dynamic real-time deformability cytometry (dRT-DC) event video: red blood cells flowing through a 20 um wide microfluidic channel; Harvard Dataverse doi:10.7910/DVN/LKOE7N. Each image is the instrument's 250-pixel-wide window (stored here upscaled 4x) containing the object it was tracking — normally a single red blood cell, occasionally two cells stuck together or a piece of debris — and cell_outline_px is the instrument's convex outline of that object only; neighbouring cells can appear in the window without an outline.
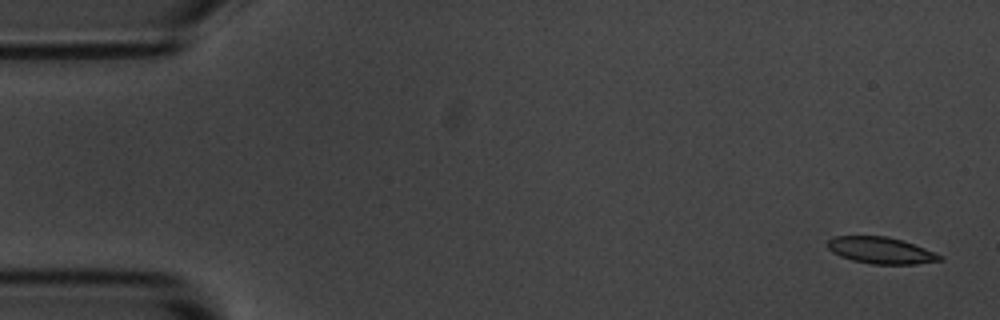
{"species": "common noctule bat (a hibernating species)", "species_latin": "Nyctalus noctula", "temperature_condition": "room temperature", "stored_images_in_passage": 6, "camera_frame_rate_fps": 3000, "um_per_image_px": 0.085, "animal": {"sex": "male", "body_mass_g": 20.1, "forearm_length_mm": 53.5}, "frame": {"image": 1, "passage_image": 1, "time_ms": 0.0, "image_size_px": [1000, 320], "cell_outline_px": [[944, 260], [916, 264], [872, 264], [852, 260], [840, 256], [832, 252], [828, 248], [828, 240], [832, 236], [888, 236], [904, 240], [944, 256]], "centroid_in_image_um": [74.89, 21.28], "position_along_channel_um": 10.1, "area_um2": 17.51}}
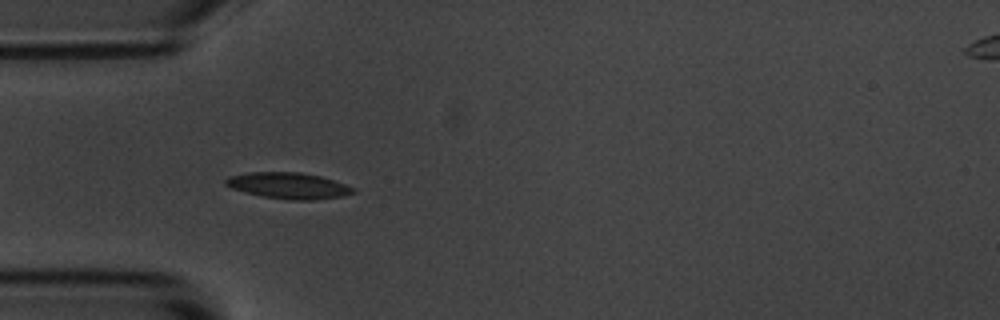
{"frame": {"image": 2, "passage_image": 5, "time_ms": 4.667, "image_size_px": [1000, 320], "cell_outline_px": [[356, 192], [344, 196], [312, 200], [292, 200], [264, 196], [244, 192], [232, 188], [224, 184], [224, 180], [228, 176], [248, 172], [300, 172], [320, 176], [356, 188]], "centroid_in_image_um": [24.52, 15.77], "position_along_channel_um": 60.5, "area_um2": 19.42}}